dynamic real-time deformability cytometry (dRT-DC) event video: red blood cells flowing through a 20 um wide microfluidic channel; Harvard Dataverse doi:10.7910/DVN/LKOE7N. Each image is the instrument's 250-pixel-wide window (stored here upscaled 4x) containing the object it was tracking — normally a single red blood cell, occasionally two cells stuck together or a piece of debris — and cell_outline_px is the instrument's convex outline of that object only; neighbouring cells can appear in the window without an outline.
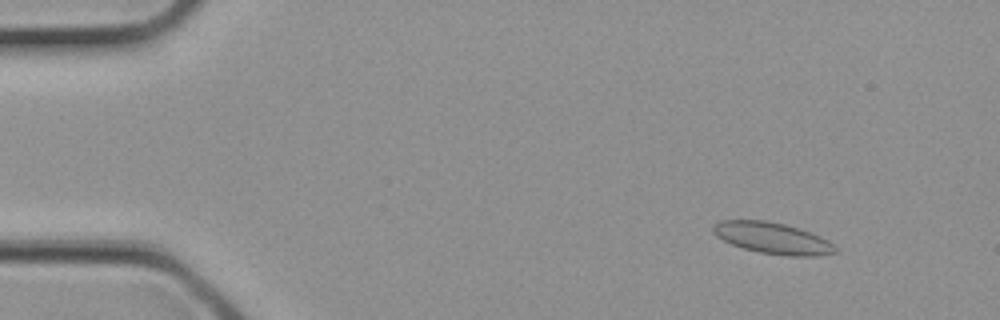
{"species": "common noctule bat (a hibernating species)", "species_latin": "Nyctalus noctula", "temperature_condition": "cold", "stored_images_in_passage": 2, "camera_frame_rate_fps": 3000, "um_per_image_px": 0.085, "animal": {"sex": "female", "body_mass_g": 21.9}, "frame": {"image": 1, "passage_image": 1, "time_ms": 0.0, "image_size_px": [1000, 320], "cell_outline_px": [[836, 252], [820, 256], [788, 256], [760, 252], [744, 248], [732, 244], [716, 236], [712, 232], [712, 224], [720, 220], [768, 220], [800, 228], [820, 236], [828, 240], [836, 248]], "centroid_in_image_um": [65.65, 20.23], "position_along_channel_um": 19.3, "area_um2": 22.37}}